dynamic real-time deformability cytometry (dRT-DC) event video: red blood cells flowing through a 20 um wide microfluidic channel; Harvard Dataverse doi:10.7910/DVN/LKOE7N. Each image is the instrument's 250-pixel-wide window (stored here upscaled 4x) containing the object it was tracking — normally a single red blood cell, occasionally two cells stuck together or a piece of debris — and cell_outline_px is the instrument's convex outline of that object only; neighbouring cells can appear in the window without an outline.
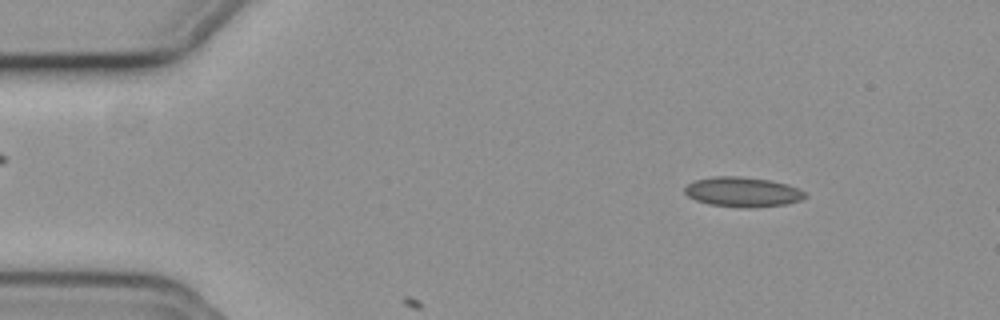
{"species": "common noctule bat (a hibernating species)", "species_latin": "Nyctalus noctula", "temperature_condition": "cold", "stored_images_in_passage": 10, "camera_frame_rate_fps": 3000, "um_per_image_px": 0.085, "animal": {"sex": "female", "body_mass_g": 19.3, "forearm_length_mm": 54.1}, "frame": {"image": 1, "passage_image": 7, "time_ms": 2.0, "image_size_px": [1000, 320], "cell_outline_px": [[808, 196], [800, 200], [788, 204], [744, 208], [712, 204], [696, 200], [688, 196], [684, 192], [684, 188], [688, 184], [696, 180], [716, 176], [740, 176], [772, 180], [788, 184], [804, 192]], "centroid_in_image_um": [63.15, 16.31], "position_along_channel_um": 21.9, "area_um2": 20.81}}